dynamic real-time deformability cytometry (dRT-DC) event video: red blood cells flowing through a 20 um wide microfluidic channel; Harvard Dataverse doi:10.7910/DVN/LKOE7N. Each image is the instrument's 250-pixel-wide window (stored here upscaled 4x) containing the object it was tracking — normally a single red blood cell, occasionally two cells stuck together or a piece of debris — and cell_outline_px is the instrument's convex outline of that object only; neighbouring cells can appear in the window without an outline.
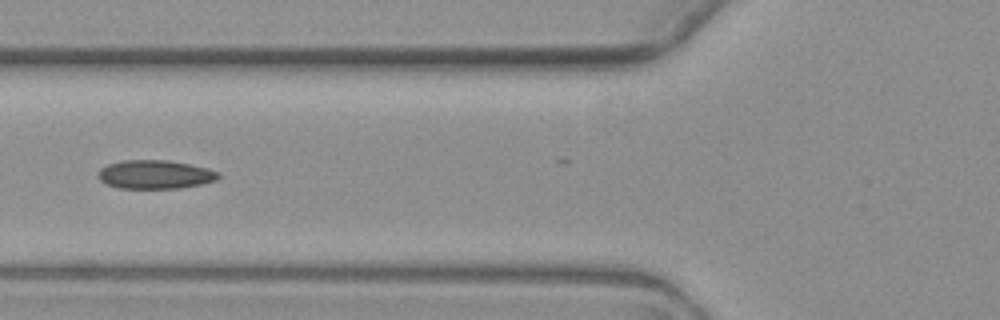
{"species": "common noctule bat (a hibernating species)", "species_latin": "Nyctalus noctula", "temperature_condition": "warm", "stored_images_in_passage": 9, "camera_frame_rate_fps": 3000, "um_per_image_px": 0.085, "animal": {"sex": "female", "body_mass_g": 19.3, "forearm_length_mm": 54.1}, "frame": {"image": 1, "passage_image": 6, "time_ms": 7.0, "image_size_px": [1000, 320], "cell_outline_px": [[220, 176], [216, 180], [200, 184], [180, 188], [120, 188], [108, 184], [100, 180], [96, 176], [100, 168], [108, 164], [124, 160], [168, 160], [208, 168], [220, 172]], "centroid_in_image_um": [13.18, 14.82], "position_along_channel_um": 112.6, "area_um2": 20.06}}
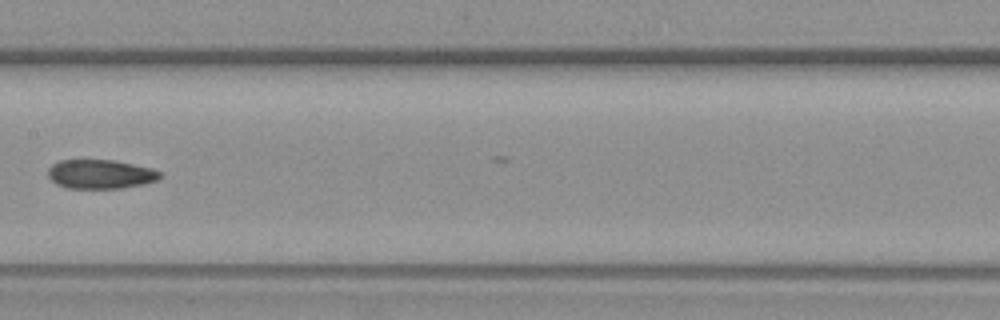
{"frame": {"image": 2, "passage_image": 8, "time_ms": 9.333, "image_size_px": [1000, 320], "cell_outline_px": [[160, 180], [144, 184], [120, 188], [68, 188], [56, 184], [48, 176], [48, 168], [52, 164], [60, 160], [112, 160], [152, 168], [160, 172]], "centroid_in_image_um": [8.53, 14.8], "position_along_channel_um": 198.9, "area_um2": 18.96}}
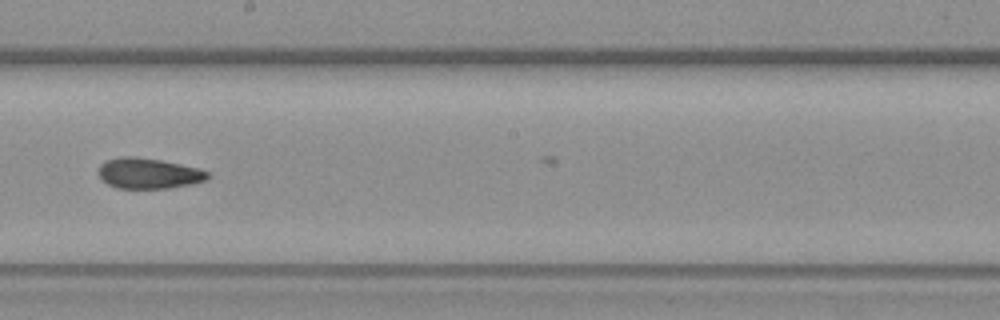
{"frame": {"image": 3, "passage_image": 9, "time_ms": 10.333, "image_size_px": [1000, 320], "cell_outline_px": [[208, 180], [192, 184], [172, 188], [116, 188], [100, 180], [100, 164], [104, 160], [120, 156], [136, 156], [160, 160], [200, 168], [208, 172]], "centroid_in_image_um": [12.63, 14.73], "position_along_channel_um": 235.6, "area_um2": 19.65}}